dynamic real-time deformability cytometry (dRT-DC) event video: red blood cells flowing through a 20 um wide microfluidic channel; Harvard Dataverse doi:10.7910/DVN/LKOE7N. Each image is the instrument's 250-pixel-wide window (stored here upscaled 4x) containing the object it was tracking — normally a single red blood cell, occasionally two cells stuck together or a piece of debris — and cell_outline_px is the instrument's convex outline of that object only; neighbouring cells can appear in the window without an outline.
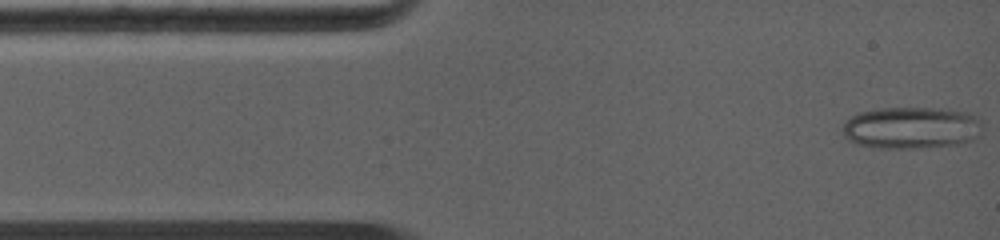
{"species": "common noctule bat (a hibernating species)", "species_latin": "Nyctalus noctula", "temperature_condition": "warm", "stored_images_in_passage": 46, "camera_frame_rate_fps": 5000, "um_per_image_px": 0.085, "animal": {"sex": "female", "body_mass_g": 19.0, "forearm_length_mm": 56.7}, "frame": {"image": 1, "passage_image": 2, "time_ms": 0.2, "image_size_px": [1000, 240], "cell_outline_px": [[960, 116], [944, 140], [916, 148], [872, 148], [848, 136], [844, 132], [844, 128], [848, 120], [860, 112], [872, 108], [952, 108], [960, 112]], "centroid_in_image_um": [76.62, 10.77], "position_along_channel_um": 8.4, "area_um2": 27.51}}
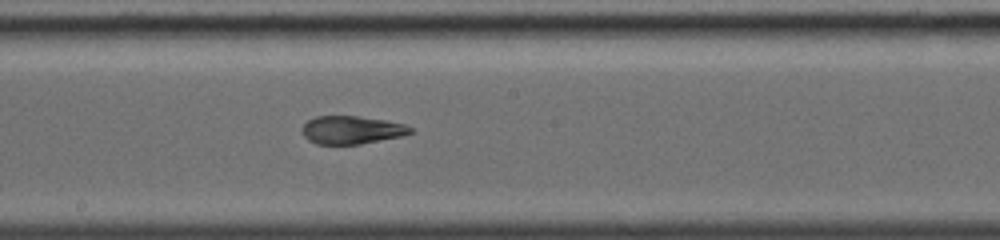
{"frame": {"image": 2, "passage_image": 23, "time_ms": 4.4, "image_size_px": [1000, 240], "cell_outline_px": [[412, 132], [400, 136], [360, 144], [316, 144], [308, 140], [304, 136], [304, 124], [308, 120], [316, 116], [356, 116], [384, 120], [404, 124], [412, 128]], "centroid_in_image_um": [29.87, 11.04], "position_along_channel_um": 218.3, "area_um2": 17.4}}
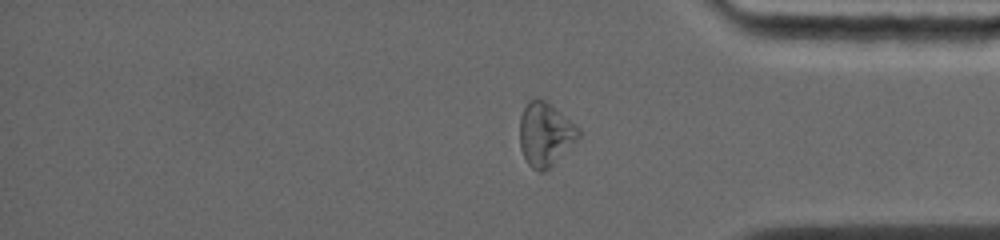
{"frame": {"image": 3, "passage_image": 37, "time_ms": 7.2, "image_size_px": [1000, 240], "cell_outline_px": [[580, 136], [544, 172], [540, 172], [532, 168], [528, 164], [520, 148], [520, 116], [528, 100], [544, 100], [580, 128]], "centroid_in_image_um": [46.32, 11.42], "position_along_channel_um": 388.9, "area_um2": 21.21}}